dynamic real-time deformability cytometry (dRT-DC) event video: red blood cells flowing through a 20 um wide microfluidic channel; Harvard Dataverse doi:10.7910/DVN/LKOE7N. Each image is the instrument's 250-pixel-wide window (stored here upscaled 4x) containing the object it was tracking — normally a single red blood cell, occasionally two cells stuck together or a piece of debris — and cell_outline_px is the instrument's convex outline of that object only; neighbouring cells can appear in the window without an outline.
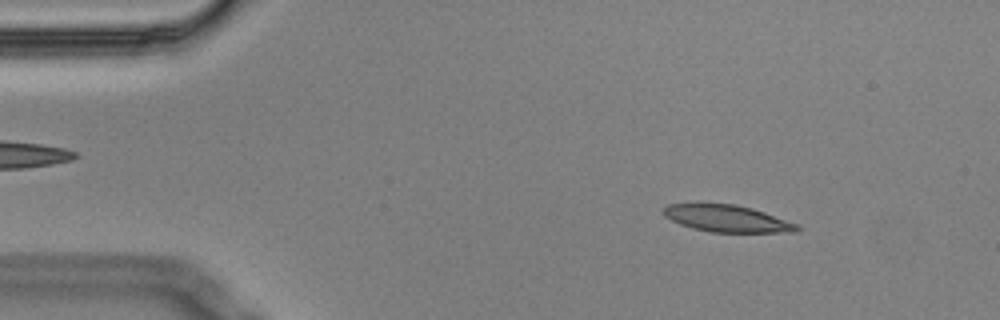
{"species": "Egyptian fruit bat (a non-hibernating species)", "species_latin": "Rousettus aegyptiacus", "temperature_condition": "cold", "stored_images_in_passage": 5, "camera_frame_rate_fps": 3000, "um_per_image_px": 0.085, "animal": {"sex": "male"}, "frame": {"image": 1, "passage_image": 3, "time_ms": 0.667, "image_size_px": [1000, 320], "cell_outline_px": [[800, 228], [796, 232], [712, 232], [692, 228], [680, 224], [664, 216], [664, 208], [668, 204], [736, 204], [752, 208], [800, 224]], "centroid_in_image_um": [61.85, 18.58], "position_along_channel_um": 23.1, "area_um2": 20.81}}